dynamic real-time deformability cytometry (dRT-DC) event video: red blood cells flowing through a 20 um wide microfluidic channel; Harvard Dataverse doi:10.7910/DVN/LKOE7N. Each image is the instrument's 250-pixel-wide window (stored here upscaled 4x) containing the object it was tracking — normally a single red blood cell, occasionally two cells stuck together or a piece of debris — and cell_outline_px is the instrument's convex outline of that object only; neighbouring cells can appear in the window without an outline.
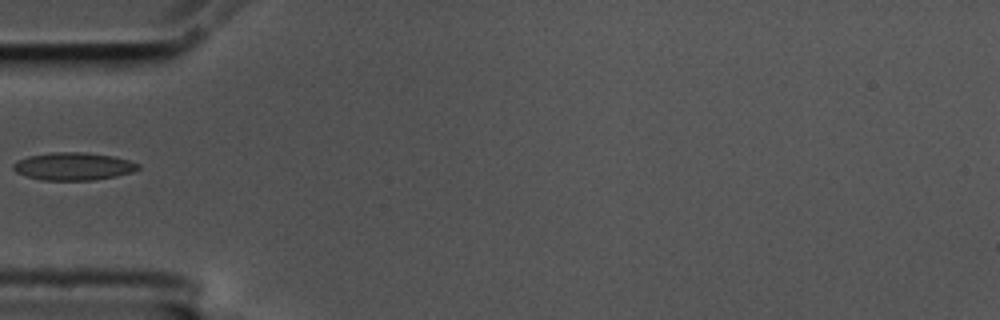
{"species": "common noctule bat (a hibernating species)", "species_latin": "Nyctalus noctula", "temperature_condition": "cold", "stored_images_in_passage": 38, "camera_frame_rate_fps": 3000, "um_per_image_px": 0.085, "animal": {"sex": "male", "body_mass_g": 17.5, "forearm_length_mm": 52.3}, "frame": {"image": 1, "passage_image": 1, "time_ms": 0.0, "image_size_px": [1000, 320], "cell_outline_px": [[140, 168], [132, 172], [116, 176], [92, 180], [40, 180], [16, 172], [12, 168], [12, 164], [28, 156], [52, 152], [84, 152], [112, 156], [128, 160], [140, 164]], "centroid_in_image_um": [6.24, 14.14], "position_along_channel_um": 78.8, "area_um2": 20.06}}
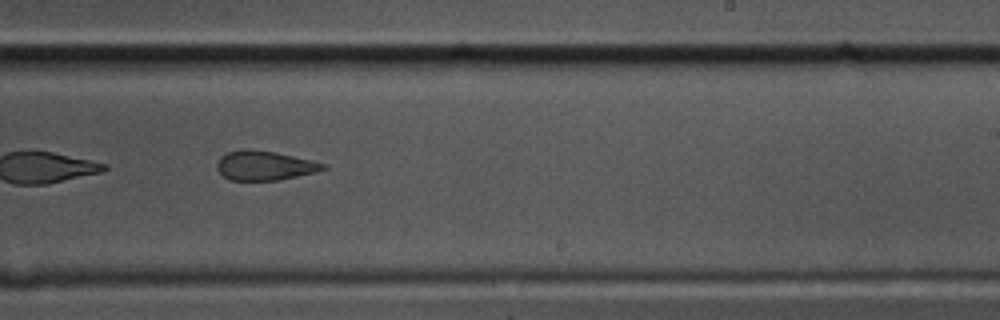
{"frame": {"image": 2, "passage_image": 17, "time_ms": 5.333, "image_size_px": [1000, 320], "cell_outline_px": [[328, 168], [316, 172], [280, 180], [228, 180], [216, 168], [216, 164], [220, 156], [228, 152], [244, 148], [248, 148], [276, 152], [312, 160], [328, 164]], "centroid_in_image_um": [22.5, 14.06], "position_along_channel_um": 266.5, "area_um2": 18.44}}
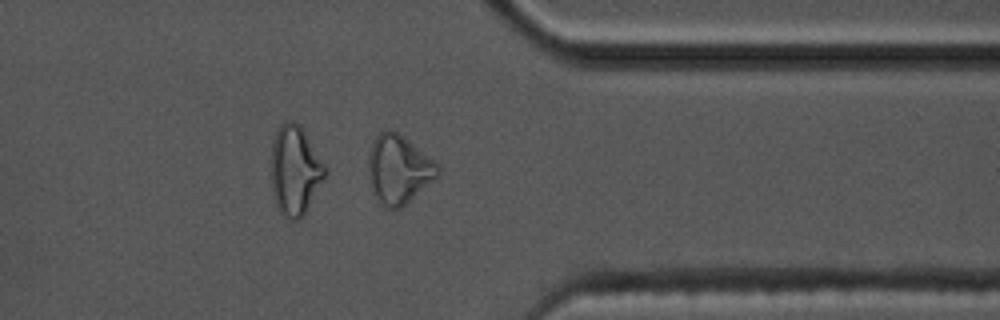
{"frame": {"image": 3, "passage_image": 27, "time_ms": 8.667, "image_size_px": [1000, 320], "cell_outline_px": [[440, 176], [400, 208], [384, 208], [380, 204], [372, 192], [368, 176], [368, 156], [372, 140], [384, 128], [388, 128], [404, 136], [432, 160], [440, 168]], "centroid_in_image_um": [33.85, 14.4], "position_along_channel_um": 377.5, "area_um2": 27.98}}